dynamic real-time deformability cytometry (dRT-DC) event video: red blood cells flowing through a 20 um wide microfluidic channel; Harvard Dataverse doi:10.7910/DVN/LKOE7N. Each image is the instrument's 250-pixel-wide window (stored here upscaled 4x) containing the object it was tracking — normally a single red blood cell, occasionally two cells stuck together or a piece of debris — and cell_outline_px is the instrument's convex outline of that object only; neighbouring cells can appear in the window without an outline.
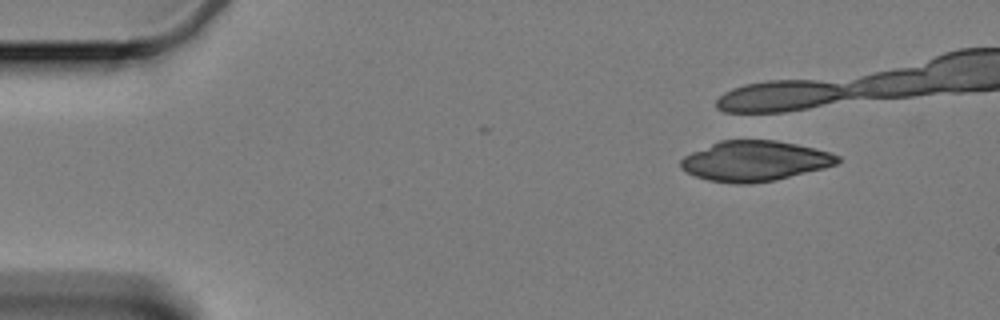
{"species": "Egyptian fruit bat (a non-hibernating species)", "species_latin": "Rousettus aegyptiacus", "temperature_condition": "cold", "stored_images_in_passage": 2, "camera_frame_rate_fps": 3000, "um_per_image_px": 0.085, "animal": {"sex": "female"}, "frame": {"image": 1, "passage_image": 1, "time_ms": 0.0, "image_size_px": [1000, 320], "cell_outline_px": [[840, 160], [836, 164], [776, 180], [752, 184], [732, 184], [708, 180], [696, 176], [680, 168], [680, 160], [684, 156], [692, 152], [720, 140], [776, 140], [796, 144], [828, 152], [840, 156]], "centroid_in_image_um": [64.11, 13.69], "position_along_channel_um": 20.9, "area_um2": 36.53}}